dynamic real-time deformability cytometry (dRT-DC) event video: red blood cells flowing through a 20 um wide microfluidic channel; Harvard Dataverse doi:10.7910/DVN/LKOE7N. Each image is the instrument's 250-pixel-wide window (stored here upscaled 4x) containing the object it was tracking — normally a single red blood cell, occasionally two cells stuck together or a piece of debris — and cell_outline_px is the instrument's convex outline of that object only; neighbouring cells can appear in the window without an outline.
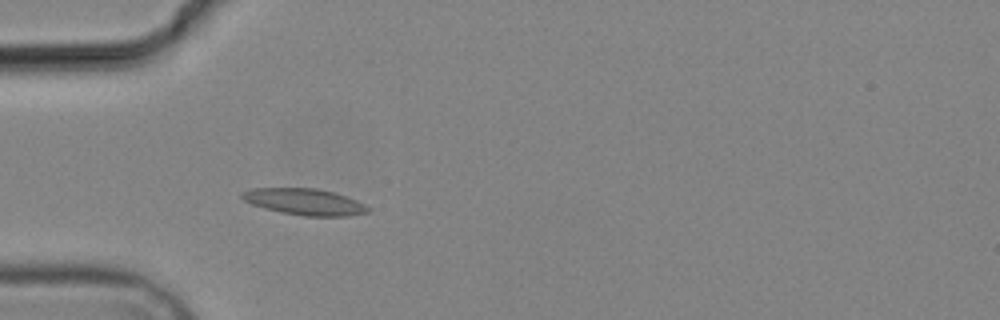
{"species": "common noctule bat (a hibernating species)", "species_latin": "Nyctalus noctula", "temperature_condition": "cold", "stored_images_in_passage": 3, "camera_frame_rate_fps": 3000, "um_per_image_px": 0.085, "animal": {"sex": "male", "body_mass_g": 19.2, "forearm_length_mm": 51.8}, "frame": {"image": 1, "passage_image": 3, "time_ms": 3.333, "image_size_px": [1000, 320], "cell_outline_px": [[372, 208], [368, 212], [348, 216], [304, 216], [280, 212], [264, 208], [252, 204], [244, 200], [240, 196], [240, 192], [252, 188], [316, 188], [332, 192], [356, 200]], "centroid_in_image_um": [25.87, 17.15], "position_along_channel_um": 59.1, "area_um2": 19.36}}